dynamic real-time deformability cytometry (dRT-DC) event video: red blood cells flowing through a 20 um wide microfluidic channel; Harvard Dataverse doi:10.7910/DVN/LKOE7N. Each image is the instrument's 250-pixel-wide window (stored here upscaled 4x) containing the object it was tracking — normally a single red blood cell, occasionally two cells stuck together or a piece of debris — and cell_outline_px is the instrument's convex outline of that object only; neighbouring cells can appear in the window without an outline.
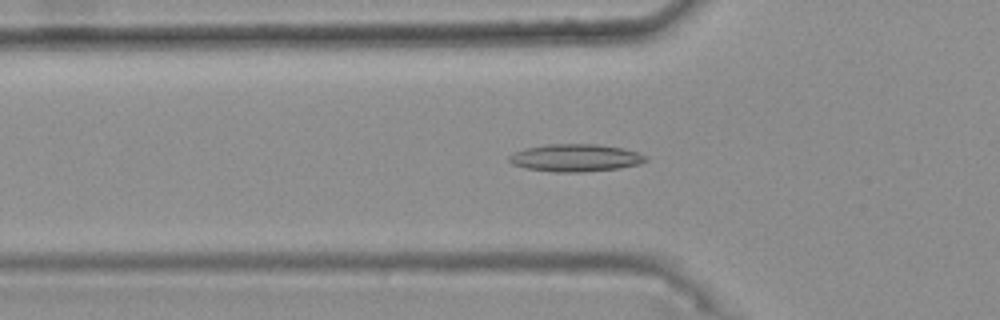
{"species": "common noctule bat (a hibernating species)", "species_latin": "Nyctalus noctula", "temperature_condition": "warm", "stored_images_in_passage": 41, "camera_frame_rate_fps": 3000, "um_per_image_px": 0.085, "animal": {"sex": "female", "body_mass_g": 25.1}, "frame": {"image": 1, "passage_image": 12, "time_ms": 3.667, "image_size_px": [1000, 320], "cell_outline_px": [[648, 160], [640, 164], [620, 168], [580, 172], [552, 172], [528, 168], [512, 164], [508, 160], [508, 156], [512, 152], [524, 148], [548, 144], [596, 144], [620, 148], [636, 152], [648, 156]], "centroid_in_image_um": [48.89, 13.41], "position_along_channel_um": 76.9, "area_um2": 21.91}}
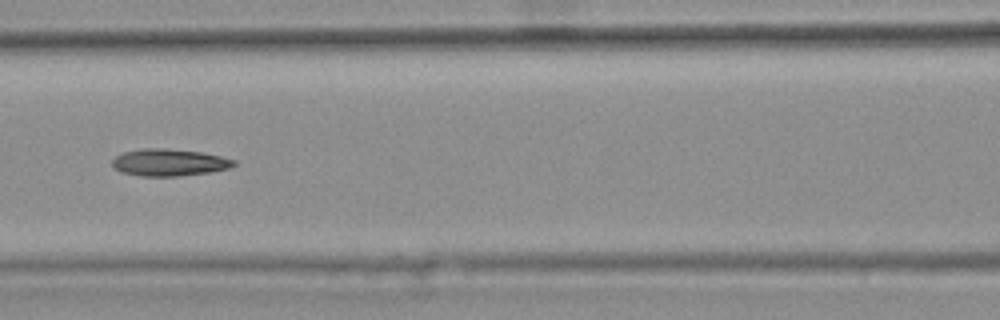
{"frame": {"image": 2, "passage_image": 18, "time_ms": 5.667, "image_size_px": [1000, 320], "cell_outline_px": [[236, 164], [228, 168], [208, 172], [176, 176], [140, 176], [120, 172], [112, 164], [112, 160], [116, 156], [124, 152], [140, 148], [164, 148], [200, 152], [220, 156], [236, 160]], "centroid_in_image_um": [14.35, 13.8], "position_along_channel_um": 152.3, "area_um2": 19.02}, "authors_computed_cell_mechanics": {"area_um2": 18.785, "velocity_mm_per_s": 3.75, "shape_relaxation_time_tau1_ms": null, "shape_relaxation_time_tau2_ms": 4.5459, "deformation_change_tau1": null, "deformation_change_tau2": 0.1422}}